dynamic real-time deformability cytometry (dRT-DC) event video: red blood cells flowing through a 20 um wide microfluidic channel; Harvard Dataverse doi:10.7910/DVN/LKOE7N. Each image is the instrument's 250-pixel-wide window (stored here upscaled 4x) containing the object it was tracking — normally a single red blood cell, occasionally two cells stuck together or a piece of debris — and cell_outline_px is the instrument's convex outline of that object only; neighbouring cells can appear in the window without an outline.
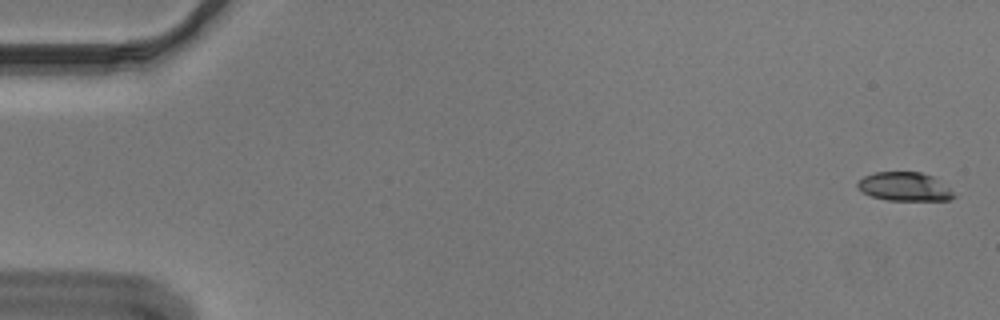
{"species": "Egyptian fruit bat (a non-hibernating species)", "species_latin": "Rousettus aegyptiacus", "temperature_condition": "cold", "stored_images_in_passage": 10, "camera_frame_rate_fps": 3000, "um_per_image_px": 0.085, "animal": {"sex": "male"}, "frame": {"image": 1, "passage_image": 1, "time_ms": 0.0, "image_size_px": [1000, 320], "cell_outline_px": [[956, 196], [948, 200], [888, 200], [872, 196], [856, 188], [856, 184], [864, 176], [876, 172], [920, 172], [932, 176], [948, 188]], "centroid_in_image_um": [76.85, 15.86], "position_along_channel_um": 8.1, "area_um2": 15.84}}